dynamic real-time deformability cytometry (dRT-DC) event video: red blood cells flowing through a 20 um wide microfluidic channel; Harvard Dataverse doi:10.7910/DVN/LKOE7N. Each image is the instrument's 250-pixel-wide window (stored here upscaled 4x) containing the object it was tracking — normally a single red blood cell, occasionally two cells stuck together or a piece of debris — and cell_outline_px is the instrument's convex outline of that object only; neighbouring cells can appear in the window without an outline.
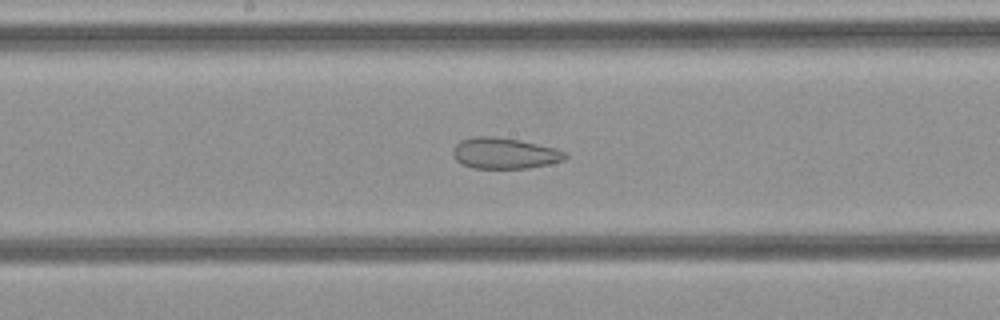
{"species": "common noctule bat (a hibernating species)", "species_latin": "Nyctalus noctula", "temperature_condition": "cold", "stored_images_in_passage": 30, "camera_frame_rate_fps": 3000, "um_per_image_px": 0.085, "animal": {"sex": "female", "body_mass_g": 21.9}, "frame": {"image": 1, "passage_image": 13, "time_ms": 4.0, "image_size_px": [1000, 320], "cell_outline_px": [[568, 156], [564, 160], [548, 164], [528, 168], [472, 168], [460, 164], [456, 160], [452, 152], [452, 148], [460, 140], [472, 136], [492, 136], [520, 140], [556, 148], [568, 152]], "centroid_in_image_um": [42.87, 13.02], "position_along_channel_um": 205.3, "area_um2": 20.52}}